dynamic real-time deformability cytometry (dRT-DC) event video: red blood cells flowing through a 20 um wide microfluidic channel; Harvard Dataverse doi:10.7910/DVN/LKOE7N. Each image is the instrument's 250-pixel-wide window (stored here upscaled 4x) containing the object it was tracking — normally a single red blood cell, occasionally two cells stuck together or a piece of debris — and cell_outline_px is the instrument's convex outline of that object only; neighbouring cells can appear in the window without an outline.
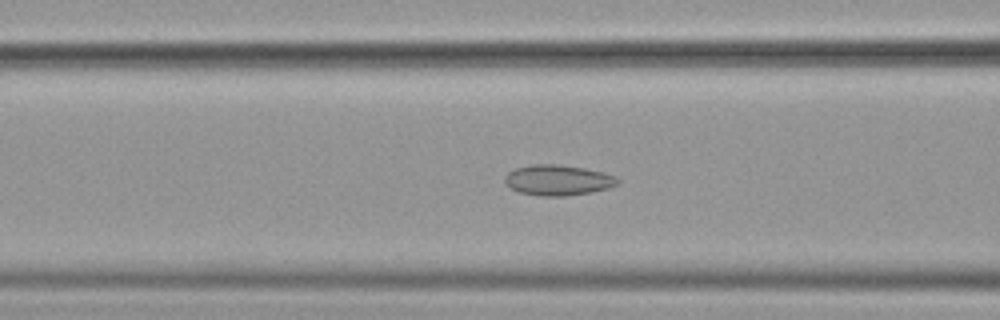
{"species": "common noctule bat (a hibernating species)", "species_latin": "Nyctalus noctula", "temperature_condition": "cold", "stored_images_in_passage": 56, "segment_of_instrument_passage": [1, 2], "camera_frame_rate_fps": 3000, "um_per_image_px": 0.085, "animal": {"sex": "female", "body_mass_g": 19.9}, "frame": {"image": 1, "passage_image": 22, "time_ms": 7.0, "image_size_px": [1000, 320], "cell_outline_px": [[620, 184], [608, 188], [592, 192], [564, 196], [540, 196], [520, 192], [512, 188], [504, 180], [504, 176], [508, 172], [516, 168], [536, 164], [556, 164], [584, 168], [616, 176], [620, 180]], "centroid_in_image_um": [47.45, 15.31], "position_along_channel_um": 119.1, "area_um2": 19.94}}
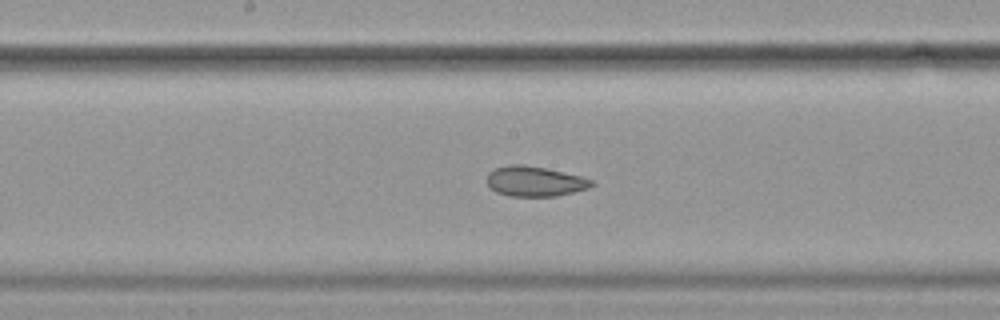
{"frame": {"image": 2, "passage_image": 29, "time_ms": 9.333, "image_size_px": [1000, 320], "cell_outline_px": [[596, 184], [588, 188], [556, 196], [508, 196], [496, 192], [488, 184], [488, 172], [496, 168], [508, 164], [524, 164], [544, 168], [580, 176], [592, 180]], "centroid_in_image_um": [45.45, 15.41], "position_along_channel_um": 202.8, "area_um2": 18.21}}
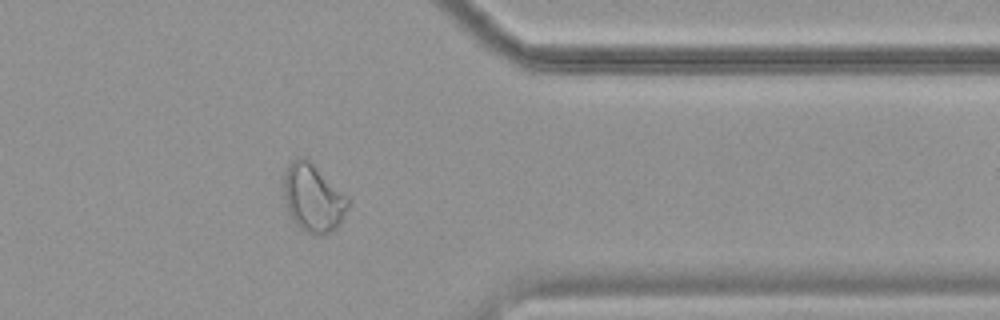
{"frame": {"image": 3, "passage_image": 45, "time_ms": 14.667, "image_size_px": [1000, 320], "cell_outline_px": [[352, 200], [344, 216], [336, 228], [332, 232], [316, 236], [304, 232], [292, 220], [288, 212], [284, 200], [280, 176], [288, 164], [292, 160], [300, 156], [304, 156], [348, 196]], "centroid_in_image_um": [26.57, 16.82], "position_along_channel_um": 384.8, "area_um2": 26.24}}